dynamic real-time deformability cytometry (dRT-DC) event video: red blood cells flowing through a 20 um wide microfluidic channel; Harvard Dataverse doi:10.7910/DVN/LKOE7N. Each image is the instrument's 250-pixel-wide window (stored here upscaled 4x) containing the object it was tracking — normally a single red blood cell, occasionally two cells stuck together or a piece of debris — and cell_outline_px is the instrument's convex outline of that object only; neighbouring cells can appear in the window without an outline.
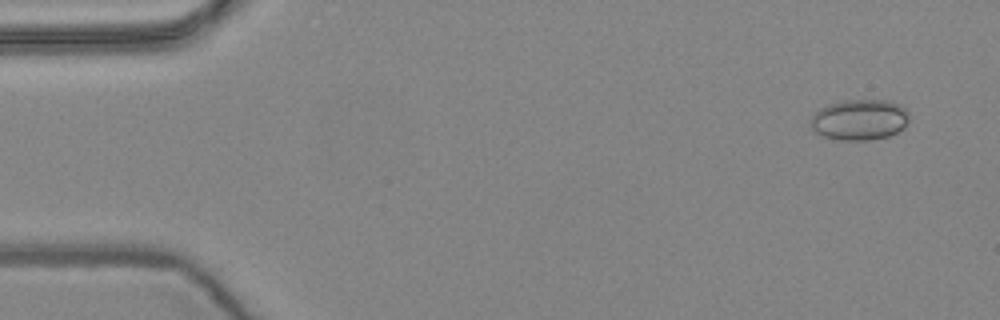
{"species": "common noctule bat (a hibernating species)", "species_latin": "Nyctalus noctula", "temperature_condition": "warm", "stored_images_in_passage": 6, "camera_frame_rate_fps": 3000, "um_per_image_px": 0.085, "animal": {"sex": "female", "body_mass_g": 24.6, "forearm_length_mm": 56.2}, "frame": {"image": 1, "passage_image": 1, "time_ms": 0.0, "image_size_px": [1000, 320], "cell_outline_px": [[908, 120], [904, 128], [888, 136], [872, 140], [840, 140], [824, 136], [816, 132], [812, 128], [808, 120], [820, 108], [828, 104], [844, 100], [888, 100], [900, 104], [908, 112]], "centroid_in_image_um": [73.05, 10.17], "position_along_channel_um": 11.9, "area_um2": 23.52}}
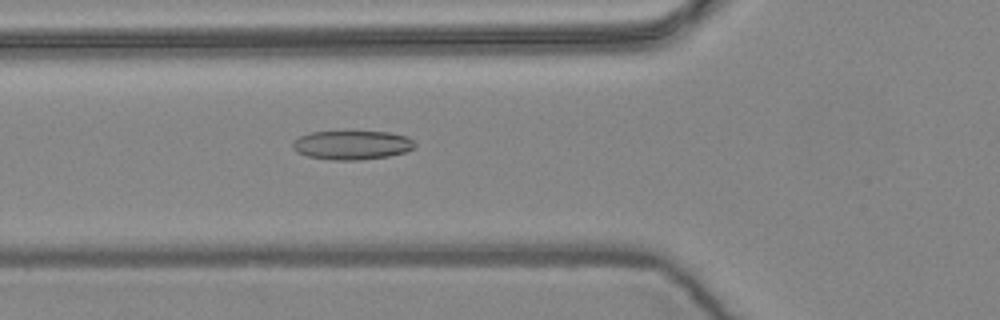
{"frame": {"image": 2, "passage_image": 6, "time_ms": 1.667, "image_size_px": [1000, 320], "cell_outline_px": [[416, 148], [404, 152], [388, 156], [360, 160], [332, 160], [308, 156], [296, 152], [292, 148], [292, 144], [300, 136], [312, 132], [388, 132], [408, 136], [416, 144]], "centroid_in_image_um": [29.94, 12.33], "position_along_channel_um": 95.9, "area_um2": 20.58}}